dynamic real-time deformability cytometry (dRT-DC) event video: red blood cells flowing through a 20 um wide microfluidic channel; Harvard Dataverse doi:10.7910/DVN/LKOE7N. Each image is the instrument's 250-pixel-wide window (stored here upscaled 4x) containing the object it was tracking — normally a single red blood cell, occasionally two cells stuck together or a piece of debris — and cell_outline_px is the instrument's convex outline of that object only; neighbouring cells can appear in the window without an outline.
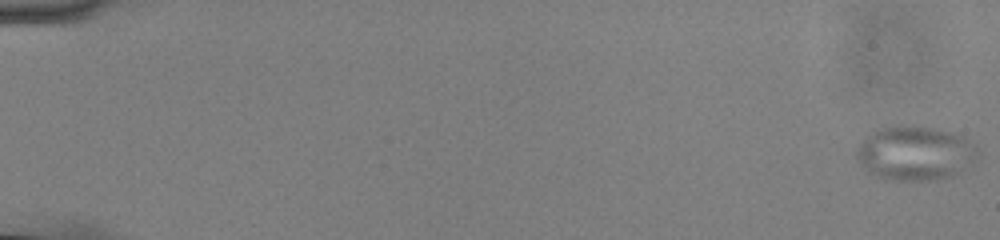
{"species": "common noctule bat (a hibernating species)", "species_latin": "Nyctalus noctula", "temperature_condition": "cold", "stored_images_in_passage": 17, "camera_frame_rate_fps": 3000, "um_per_image_px": 0.085, "animal": {"sex": "male", "body_mass_g": 13.0, "forearm_length_mm": 53.1}, "frame": {"image": 1, "passage_image": 1, "time_ms": 0.0, "image_size_px": [1000, 240], "cell_outline_px": [[976, 152], [972, 160], [960, 172], [952, 176], [936, 180], [888, 180], [876, 176], [868, 172], [856, 156], [856, 152], [864, 136], [872, 132], [884, 128], [932, 128], [964, 136], [976, 144]], "centroid_in_image_um": [77.77, 13.06], "position_along_channel_um": 7.2, "area_um2": 37.28}}